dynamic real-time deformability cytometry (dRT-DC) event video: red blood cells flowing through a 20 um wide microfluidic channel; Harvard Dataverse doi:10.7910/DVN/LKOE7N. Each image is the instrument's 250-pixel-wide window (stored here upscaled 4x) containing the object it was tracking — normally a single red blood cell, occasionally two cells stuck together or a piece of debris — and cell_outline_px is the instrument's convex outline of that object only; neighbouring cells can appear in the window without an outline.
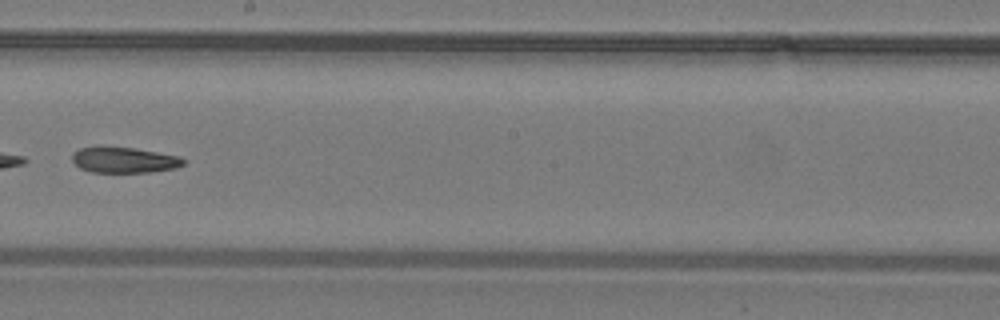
{"species": "common noctule bat (a hibernating species)", "species_latin": "Nyctalus noctula", "temperature_condition": "warm", "stored_images_in_passage": 39, "camera_frame_rate_fps": 3000, "um_per_image_px": 0.085, "animal": {"sex": "male", "body_mass_g": 19.2, "forearm_length_mm": 51.8}, "frame": {"image": 1, "passage_image": 23, "time_ms": 7.333, "image_size_px": [1000, 320], "cell_outline_px": [[188, 160], [184, 164], [176, 168], [148, 172], [92, 172], [80, 168], [72, 160], [72, 152], [80, 148], [136, 148], [180, 156]], "centroid_in_image_um": [10.61, 13.61], "position_along_channel_um": 237.6, "area_um2": 16.47}}